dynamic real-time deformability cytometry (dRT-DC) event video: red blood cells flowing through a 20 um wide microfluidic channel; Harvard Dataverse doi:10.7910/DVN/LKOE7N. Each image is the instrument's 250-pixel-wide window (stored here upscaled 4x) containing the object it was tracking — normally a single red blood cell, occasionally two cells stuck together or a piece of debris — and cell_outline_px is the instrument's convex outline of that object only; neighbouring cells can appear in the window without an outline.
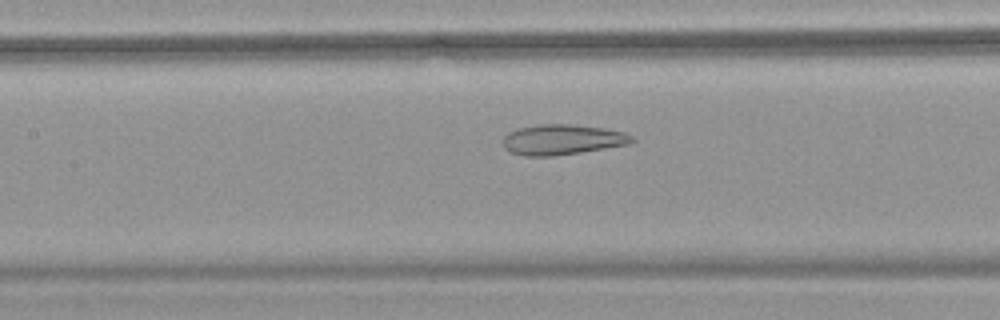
{"species": "common noctule bat (a hibernating species)", "species_latin": "Nyctalus noctula", "temperature_condition": "warm", "stored_images_in_passage": 35, "camera_frame_rate_fps": 3000, "um_per_image_px": 0.085, "animal": {"sex": "female", "body_mass_g": 18.4}, "frame": {"image": 1, "passage_image": 26, "time_ms": 8.333, "image_size_px": [1000, 320], "cell_outline_px": [[636, 140], [632, 144], [580, 152], [552, 156], [524, 156], [508, 152], [504, 148], [504, 136], [508, 132], [516, 128], [540, 124], [568, 124], [604, 128], [624, 132], [632, 136]], "centroid_in_image_um": [47.79, 11.87], "position_along_channel_um": 159.6, "area_um2": 22.95}}
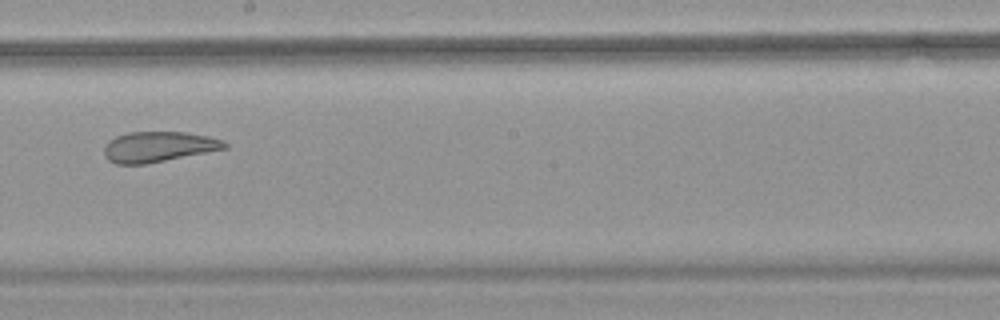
{"frame": {"image": 2, "passage_image": 32, "time_ms": 10.333, "image_size_px": [1000, 320], "cell_outline_px": [[228, 148], [144, 164], [116, 164], [108, 160], [104, 156], [104, 148], [108, 140], [116, 136], [128, 132], [184, 132], [208, 136], [224, 140], [228, 144]], "centroid_in_image_um": [13.45, 12.47], "position_along_channel_um": 234.7, "area_um2": 21.33}}
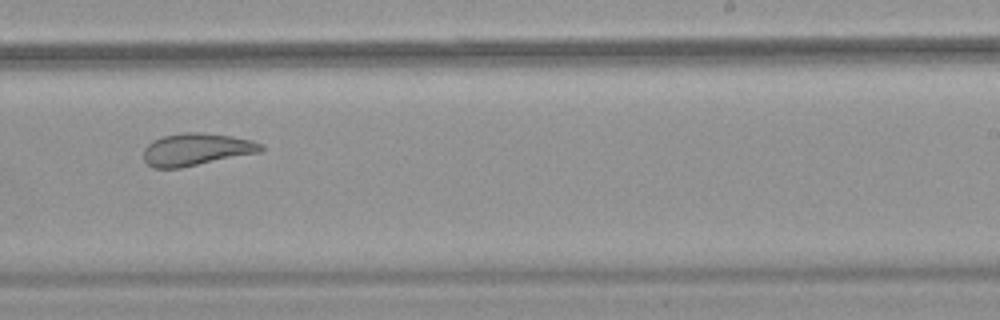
{"frame": {"image": 3, "passage_image": 35, "time_ms": 11.333, "image_size_px": [1000, 320], "cell_outline_px": [[264, 148], [260, 152], [180, 168], [152, 168], [144, 160], [144, 148], [152, 140], [164, 136], [184, 132], [200, 132], [232, 136], [252, 140], [264, 144]], "centroid_in_image_um": [16.69, 12.7], "position_along_channel_um": 272.3, "area_um2": 22.14}}